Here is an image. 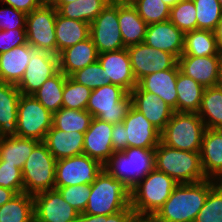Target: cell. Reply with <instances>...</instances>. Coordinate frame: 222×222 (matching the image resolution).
Masks as SVG:
<instances>
[{"label":"cell","instance_id":"f6af8a7d","mask_svg":"<svg viewBox=\"0 0 222 222\" xmlns=\"http://www.w3.org/2000/svg\"><path fill=\"white\" fill-rule=\"evenodd\" d=\"M137 216L132 207L121 210L111 215H90L79 213L75 222H136Z\"/></svg>","mask_w":222,"mask_h":222},{"label":"cell","instance_id":"680465c9","mask_svg":"<svg viewBox=\"0 0 222 222\" xmlns=\"http://www.w3.org/2000/svg\"><path fill=\"white\" fill-rule=\"evenodd\" d=\"M136 222H156L152 217H139Z\"/></svg>","mask_w":222,"mask_h":222},{"label":"cell","instance_id":"74e56055","mask_svg":"<svg viewBox=\"0 0 222 222\" xmlns=\"http://www.w3.org/2000/svg\"><path fill=\"white\" fill-rule=\"evenodd\" d=\"M131 4L148 25L168 21L170 18V7L162 0H132Z\"/></svg>","mask_w":222,"mask_h":222},{"label":"cell","instance_id":"d6a6232c","mask_svg":"<svg viewBox=\"0 0 222 222\" xmlns=\"http://www.w3.org/2000/svg\"><path fill=\"white\" fill-rule=\"evenodd\" d=\"M197 113L204 122L205 128L222 129V87L213 86L204 89Z\"/></svg>","mask_w":222,"mask_h":222},{"label":"cell","instance_id":"4fadbf2b","mask_svg":"<svg viewBox=\"0 0 222 222\" xmlns=\"http://www.w3.org/2000/svg\"><path fill=\"white\" fill-rule=\"evenodd\" d=\"M127 50L137 82L148 74L171 69L178 63L173 54L152 48L144 42L129 46Z\"/></svg>","mask_w":222,"mask_h":222},{"label":"cell","instance_id":"ac0fdd59","mask_svg":"<svg viewBox=\"0 0 222 222\" xmlns=\"http://www.w3.org/2000/svg\"><path fill=\"white\" fill-rule=\"evenodd\" d=\"M129 147L155 149L160 143L161 132L157 130L133 105L123 120Z\"/></svg>","mask_w":222,"mask_h":222},{"label":"cell","instance_id":"83f0119b","mask_svg":"<svg viewBox=\"0 0 222 222\" xmlns=\"http://www.w3.org/2000/svg\"><path fill=\"white\" fill-rule=\"evenodd\" d=\"M20 96L21 93L15 84L0 82V131L2 137L17 136Z\"/></svg>","mask_w":222,"mask_h":222},{"label":"cell","instance_id":"7bdbcfd3","mask_svg":"<svg viewBox=\"0 0 222 222\" xmlns=\"http://www.w3.org/2000/svg\"><path fill=\"white\" fill-rule=\"evenodd\" d=\"M57 190L63 199L79 213H84L91 192V184H79L58 187Z\"/></svg>","mask_w":222,"mask_h":222},{"label":"cell","instance_id":"6da1fadb","mask_svg":"<svg viewBox=\"0 0 222 222\" xmlns=\"http://www.w3.org/2000/svg\"><path fill=\"white\" fill-rule=\"evenodd\" d=\"M217 180L180 183L152 216L156 222H194Z\"/></svg>","mask_w":222,"mask_h":222},{"label":"cell","instance_id":"7c38bea8","mask_svg":"<svg viewBox=\"0 0 222 222\" xmlns=\"http://www.w3.org/2000/svg\"><path fill=\"white\" fill-rule=\"evenodd\" d=\"M103 170V165L88 155L82 154L56 161L55 187L92 184Z\"/></svg>","mask_w":222,"mask_h":222},{"label":"cell","instance_id":"681fc988","mask_svg":"<svg viewBox=\"0 0 222 222\" xmlns=\"http://www.w3.org/2000/svg\"><path fill=\"white\" fill-rule=\"evenodd\" d=\"M57 12L69 19L83 21V3L82 0L67 4H52Z\"/></svg>","mask_w":222,"mask_h":222},{"label":"cell","instance_id":"7402d4cb","mask_svg":"<svg viewBox=\"0 0 222 222\" xmlns=\"http://www.w3.org/2000/svg\"><path fill=\"white\" fill-rule=\"evenodd\" d=\"M200 160L207 179L222 178V129L206 128L202 137Z\"/></svg>","mask_w":222,"mask_h":222},{"label":"cell","instance_id":"8d00e7d4","mask_svg":"<svg viewBox=\"0 0 222 222\" xmlns=\"http://www.w3.org/2000/svg\"><path fill=\"white\" fill-rule=\"evenodd\" d=\"M196 8L198 30L215 32L222 20V8L218 0H193Z\"/></svg>","mask_w":222,"mask_h":222},{"label":"cell","instance_id":"91938a15","mask_svg":"<svg viewBox=\"0 0 222 222\" xmlns=\"http://www.w3.org/2000/svg\"><path fill=\"white\" fill-rule=\"evenodd\" d=\"M222 186V178L217 181Z\"/></svg>","mask_w":222,"mask_h":222},{"label":"cell","instance_id":"d4e9b609","mask_svg":"<svg viewBox=\"0 0 222 222\" xmlns=\"http://www.w3.org/2000/svg\"><path fill=\"white\" fill-rule=\"evenodd\" d=\"M118 23L126 48L144 42L148 24L131 2L118 0Z\"/></svg>","mask_w":222,"mask_h":222},{"label":"cell","instance_id":"9a60e30c","mask_svg":"<svg viewBox=\"0 0 222 222\" xmlns=\"http://www.w3.org/2000/svg\"><path fill=\"white\" fill-rule=\"evenodd\" d=\"M33 198L35 222H75L79 215L57 189L37 193Z\"/></svg>","mask_w":222,"mask_h":222},{"label":"cell","instance_id":"8fae6325","mask_svg":"<svg viewBox=\"0 0 222 222\" xmlns=\"http://www.w3.org/2000/svg\"><path fill=\"white\" fill-rule=\"evenodd\" d=\"M90 38L99 54L126 48L118 23V0H111L90 23Z\"/></svg>","mask_w":222,"mask_h":222},{"label":"cell","instance_id":"e0dca14e","mask_svg":"<svg viewBox=\"0 0 222 222\" xmlns=\"http://www.w3.org/2000/svg\"><path fill=\"white\" fill-rule=\"evenodd\" d=\"M113 124L93 117L84 133L83 154L99 161L102 165L113 155Z\"/></svg>","mask_w":222,"mask_h":222},{"label":"cell","instance_id":"f907efd6","mask_svg":"<svg viewBox=\"0 0 222 222\" xmlns=\"http://www.w3.org/2000/svg\"><path fill=\"white\" fill-rule=\"evenodd\" d=\"M125 132L126 129L123 122L113 124L112 144L114 152L128 148V139H126Z\"/></svg>","mask_w":222,"mask_h":222},{"label":"cell","instance_id":"d6986e66","mask_svg":"<svg viewBox=\"0 0 222 222\" xmlns=\"http://www.w3.org/2000/svg\"><path fill=\"white\" fill-rule=\"evenodd\" d=\"M178 63L171 69L148 74L138 81L132 91H146L160 97L169 107L177 111Z\"/></svg>","mask_w":222,"mask_h":222},{"label":"cell","instance_id":"c3c4849f","mask_svg":"<svg viewBox=\"0 0 222 222\" xmlns=\"http://www.w3.org/2000/svg\"><path fill=\"white\" fill-rule=\"evenodd\" d=\"M111 0H82L83 21L91 23Z\"/></svg>","mask_w":222,"mask_h":222},{"label":"cell","instance_id":"52a82bcc","mask_svg":"<svg viewBox=\"0 0 222 222\" xmlns=\"http://www.w3.org/2000/svg\"><path fill=\"white\" fill-rule=\"evenodd\" d=\"M131 105L130 93L118 85L106 83L91 91L86 110L93 117L116 124L123 122Z\"/></svg>","mask_w":222,"mask_h":222},{"label":"cell","instance_id":"277c9868","mask_svg":"<svg viewBox=\"0 0 222 222\" xmlns=\"http://www.w3.org/2000/svg\"><path fill=\"white\" fill-rule=\"evenodd\" d=\"M155 169L164 172L177 183H196L206 180L200 152L178 150L163 144L155 148Z\"/></svg>","mask_w":222,"mask_h":222},{"label":"cell","instance_id":"f1b7e54d","mask_svg":"<svg viewBox=\"0 0 222 222\" xmlns=\"http://www.w3.org/2000/svg\"><path fill=\"white\" fill-rule=\"evenodd\" d=\"M90 34V24L84 21L66 18L57 12L55 20V36L57 56L69 47L86 40Z\"/></svg>","mask_w":222,"mask_h":222},{"label":"cell","instance_id":"7dc6e473","mask_svg":"<svg viewBox=\"0 0 222 222\" xmlns=\"http://www.w3.org/2000/svg\"><path fill=\"white\" fill-rule=\"evenodd\" d=\"M27 44L25 29L0 30V54Z\"/></svg>","mask_w":222,"mask_h":222},{"label":"cell","instance_id":"836d02e7","mask_svg":"<svg viewBox=\"0 0 222 222\" xmlns=\"http://www.w3.org/2000/svg\"><path fill=\"white\" fill-rule=\"evenodd\" d=\"M0 222H35L33 195L19 193L2 205Z\"/></svg>","mask_w":222,"mask_h":222},{"label":"cell","instance_id":"3957f363","mask_svg":"<svg viewBox=\"0 0 222 222\" xmlns=\"http://www.w3.org/2000/svg\"><path fill=\"white\" fill-rule=\"evenodd\" d=\"M178 184L173 178L154 168L130 190V206L137 218L152 217Z\"/></svg>","mask_w":222,"mask_h":222},{"label":"cell","instance_id":"b9f144b4","mask_svg":"<svg viewBox=\"0 0 222 222\" xmlns=\"http://www.w3.org/2000/svg\"><path fill=\"white\" fill-rule=\"evenodd\" d=\"M69 77L76 83L84 85L91 90L108 83L105 79L104 69L98 60L83 69L77 70Z\"/></svg>","mask_w":222,"mask_h":222},{"label":"cell","instance_id":"4316f807","mask_svg":"<svg viewBox=\"0 0 222 222\" xmlns=\"http://www.w3.org/2000/svg\"><path fill=\"white\" fill-rule=\"evenodd\" d=\"M35 49L30 44L17 46L0 54V82L17 85Z\"/></svg>","mask_w":222,"mask_h":222},{"label":"cell","instance_id":"d590c367","mask_svg":"<svg viewBox=\"0 0 222 222\" xmlns=\"http://www.w3.org/2000/svg\"><path fill=\"white\" fill-rule=\"evenodd\" d=\"M93 116L87 110H76L62 107L53 113L52 126L64 132L85 133Z\"/></svg>","mask_w":222,"mask_h":222},{"label":"cell","instance_id":"11a10c76","mask_svg":"<svg viewBox=\"0 0 222 222\" xmlns=\"http://www.w3.org/2000/svg\"><path fill=\"white\" fill-rule=\"evenodd\" d=\"M215 34L218 39L220 50H222V20L218 23V26L215 30Z\"/></svg>","mask_w":222,"mask_h":222},{"label":"cell","instance_id":"94428289","mask_svg":"<svg viewBox=\"0 0 222 222\" xmlns=\"http://www.w3.org/2000/svg\"><path fill=\"white\" fill-rule=\"evenodd\" d=\"M220 2L221 8H222V0H218Z\"/></svg>","mask_w":222,"mask_h":222},{"label":"cell","instance_id":"ab89813d","mask_svg":"<svg viewBox=\"0 0 222 222\" xmlns=\"http://www.w3.org/2000/svg\"><path fill=\"white\" fill-rule=\"evenodd\" d=\"M91 89L76 83L69 76L66 77L62 107L76 110H86Z\"/></svg>","mask_w":222,"mask_h":222},{"label":"cell","instance_id":"8992f818","mask_svg":"<svg viewBox=\"0 0 222 222\" xmlns=\"http://www.w3.org/2000/svg\"><path fill=\"white\" fill-rule=\"evenodd\" d=\"M205 129L198 113L174 111L161 131L160 141L178 150L200 152Z\"/></svg>","mask_w":222,"mask_h":222},{"label":"cell","instance_id":"db71d44e","mask_svg":"<svg viewBox=\"0 0 222 222\" xmlns=\"http://www.w3.org/2000/svg\"><path fill=\"white\" fill-rule=\"evenodd\" d=\"M217 86L222 87V50L219 52V65H218V83Z\"/></svg>","mask_w":222,"mask_h":222},{"label":"cell","instance_id":"484cf974","mask_svg":"<svg viewBox=\"0 0 222 222\" xmlns=\"http://www.w3.org/2000/svg\"><path fill=\"white\" fill-rule=\"evenodd\" d=\"M43 143L56 160L78 156L83 154L84 133L64 132L52 126Z\"/></svg>","mask_w":222,"mask_h":222},{"label":"cell","instance_id":"7a4b0ae2","mask_svg":"<svg viewBox=\"0 0 222 222\" xmlns=\"http://www.w3.org/2000/svg\"><path fill=\"white\" fill-rule=\"evenodd\" d=\"M155 149L129 147L114 152L103 169L131 190L155 168Z\"/></svg>","mask_w":222,"mask_h":222},{"label":"cell","instance_id":"ffe728a7","mask_svg":"<svg viewBox=\"0 0 222 222\" xmlns=\"http://www.w3.org/2000/svg\"><path fill=\"white\" fill-rule=\"evenodd\" d=\"M185 33L170 20L147 26L144 43L152 48L173 54L177 59L184 50Z\"/></svg>","mask_w":222,"mask_h":222},{"label":"cell","instance_id":"9c48e42d","mask_svg":"<svg viewBox=\"0 0 222 222\" xmlns=\"http://www.w3.org/2000/svg\"><path fill=\"white\" fill-rule=\"evenodd\" d=\"M56 15L57 9L50 2H45L26 15L27 43L35 50L47 51L57 55Z\"/></svg>","mask_w":222,"mask_h":222},{"label":"cell","instance_id":"f5cc1de1","mask_svg":"<svg viewBox=\"0 0 222 222\" xmlns=\"http://www.w3.org/2000/svg\"><path fill=\"white\" fill-rule=\"evenodd\" d=\"M17 193L14 190L0 186V207L10 201Z\"/></svg>","mask_w":222,"mask_h":222},{"label":"cell","instance_id":"5bb4252c","mask_svg":"<svg viewBox=\"0 0 222 222\" xmlns=\"http://www.w3.org/2000/svg\"><path fill=\"white\" fill-rule=\"evenodd\" d=\"M59 71V58L47 51L34 50L24 75L16 85L21 94L32 95Z\"/></svg>","mask_w":222,"mask_h":222},{"label":"cell","instance_id":"44dd1931","mask_svg":"<svg viewBox=\"0 0 222 222\" xmlns=\"http://www.w3.org/2000/svg\"><path fill=\"white\" fill-rule=\"evenodd\" d=\"M178 65L183 74L191 77L204 88L217 86L219 55L180 56Z\"/></svg>","mask_w":222,"mask_h":222},{"label":"cell","instance_id":"2e32d148","mask_svg":"<svg viewBox=\"0 0 222 222\" xmlns=\"http://www.w3.org/2000/svg\"><path fill=\"white\" fill-rule=\"evenodd\" d=\"M108 83L118 85L130 93L138 84L133 74L127 48L98 54Z\"/></svg>","mask_w":222,"mask_h":222},{"label":"cell","instance_id":"cb8c5ba5","mask_svg":"<svg viewBox=\"0 0 222 222\" xmlns=\"http://www.w3.org/2000/svg\"><path fill=\"white\" fill-rule=\"evenodd\" d=\"M98 51L90 36L72 47L62 50L59 55V70L70 76L98 60Z\"/></svg>","mask_w":222,"mask_h":222},{"label":"cell","instance_id":"ba28073f","mask_svg":"<svg viewBox=\"0 0 222 222\" xmlns=\"http://www.w3.org/2000/svg\"><path fill=\"white\" fill-rule=\"evenodd\" d=\"M56 159L43 142H39L22 168L24 192L35 195L54 189Z\"/></svg>","mask_w":222,"mask_h":222},{"label":"cell","instance_id":"4dcf8cb0","mask_svg":"<svg viewBox=\"0 0 222 222\" xmlns=\"http://www.w3.org/2000/svg\"><path fill=\"white\" fill-rule=\"evenodd\" d=\"M177 112H195L200 109L204 87L191 77L183 74L180 69L176 80Z\"/></svg>","mask_w":222,"mask_h":222},{"label":"cell","instance_id":"bcb514c9","mask_svg":"<svg viewBox=\"0 0 222 222\" xmlns=\"http://www.w3.org/2000/svg\"><path fill=\"white\" fill-rule=\"evenodd\" d=\"M0 8V30L25 29L26 13L11 6Z\"/></svg>","mask_w":222,"mask_h":222},{"label":"cell","instance_id":"f546056e","mask_svg":"<svg viewBox=\"0 0 222 222\" xmlns=\"http://www.w3.org/2000/svg\"><path fill=\"white\" fill-rule=\"evenodd\" d=\"M39 141L19 136L3 137L0 140V163L16 165L22 170Z\"/></svg>","mask_w":222,"mask_h":222},{"label":"cell","instance_id":"f35d334b","mask_svg":"<svg viewBox=\"0 0 222 222\" xmlns=\"http://www.w3.org/2000/svg\"><path fill=\"white\" fill-rule=\"evenodd\" d=\"M169 20L184 33L197 30L196 8L193 0H183L171 7Z\"/></svg>","mask_w":222,"mask_h":222},{"label":"cell","instance_id":"603a6c76","mask_svg":"<svg viewBox=\"0 0 222 222\" xmlns=\"http://www.w3.org/2000/svg\"><path fill=\"white\" fill-rule=\"evenodd\" d=\"M132 105L160 132L170 121L174 110L160 97L146 91L130 92Z\"/></svg>","mask_w":222,"mask_h":222},{"label":"cell","instance_id":"e575fe53","mask_svg":"<svg viewBox=\"0 0 222 222\" xmlns=\"http://www.w3.org/2000/svg\"><path fill=\"white\" fill-rule=\"evenodd\" d=\"M66 75L60 70L32 94L52 114L62 108Z\"/></svg>","mask_w":222,"mask_h":222},{"label":"cell","instance_id":"60d3db41","mask_svg":"<svg viewBox=\"0 0 222 222\" xmlns=\"http://www.w3.org/2000/svg\"><path fill=\"white\" fill-rule=\"evenodd\" d=\"M194 222H222V186L219 183L209 191Z\"/></svg>","mask_w":222,"mask_h":222},{"label":"cell","instance_id":"9f6ffc18","mask_svg":"<svg viewBox=\"0 0 222 222\" xmlns=\"http://www.w3.org/2000/svg\"><path fill=\"white\" fill-rule=\"evenodd\" d=\"M76 2V1H79V0H50L49 2L51 4H67V3H71V2Z\"/></svg>","mask_w":222,"mask_h":222},{"label":"cell","instance_id":"1f68e13d","mask_svg":"<svg viewBox=\"0 0 222 222\" xmlns=\"http://www.w3.org/2000/svg\"><path fill=\"white\" fill-rule=\"evenodd\" d=\"M220 46L215 32L193 30L185 33L184 50L181 56L219 55Z\"/></svg>","mask_w":222,"mask_h":222},{"label":"cell","instance_id":"30bf717a","mask_svg":"<svg viewBox=\"0 0 222 222\" xmlns=\"http://www.w3.org/2000/svg\"><path fill=\"white\" fill-rule=\"evenodd\" d=\"M53 114L33 95L21 94L18 103L17 136L43 142L52 127Z\"/></svg>","mask_w":222,"mask_h":222},{"label":"cell","instance_id":"6f0895ef","mask_svg":"<svg viewBox=\"0 0 222 222\" xmlns=\"http://www.w3.org/2000/svg\"><path fill=\"white\" fill-rule=\"evenodd\" d=\"M164 3H166L170 8L177 5L180 1L183 0H162Z\"/></svg>","mask_w":222,"mask_h":222},{"label":"cell","instance_id":"ee69618b","mask_svg":"<svg viewBox=\"0 0 222 222\" xmlns=\"http://www.w3.org/2000/svg\"><path fill=\"white\" fill-rule=\"evenodd\" d=\"M0 186L14 190L17 194L23 193L22 170L16 165L0 163Z\"/></svg>","mask_w":222,"mask_h":222},{"label":"cell","instance_id":"5b68a950","mask_svg":"<svg viewBox=\"0 0 222 222\" xmlns=\"http://www.w3.org/2000/svg\"><path fill=\"white\" fill-rule=\"evenodd\" d=\"M130 206V190L104 169L91 184L90 197L84 213L111 215Z\"/></svg>","mask_w":222,"mask_h":222},{"label":"cell","instance_id":"816d5d0a","mask_svg":"<svg viewBox=\"0 0 222 222\" xmlns=\"http://www.w3.org/2000/svg\"><path fill=\"white\" fill-rule=\"evenodd\" d=\"M45 0H0L1 4L11 6L26 14L31 13L34 9L42 6Z\"/></svg>","mask_w":222,"mask_h":222}]
</instances>
